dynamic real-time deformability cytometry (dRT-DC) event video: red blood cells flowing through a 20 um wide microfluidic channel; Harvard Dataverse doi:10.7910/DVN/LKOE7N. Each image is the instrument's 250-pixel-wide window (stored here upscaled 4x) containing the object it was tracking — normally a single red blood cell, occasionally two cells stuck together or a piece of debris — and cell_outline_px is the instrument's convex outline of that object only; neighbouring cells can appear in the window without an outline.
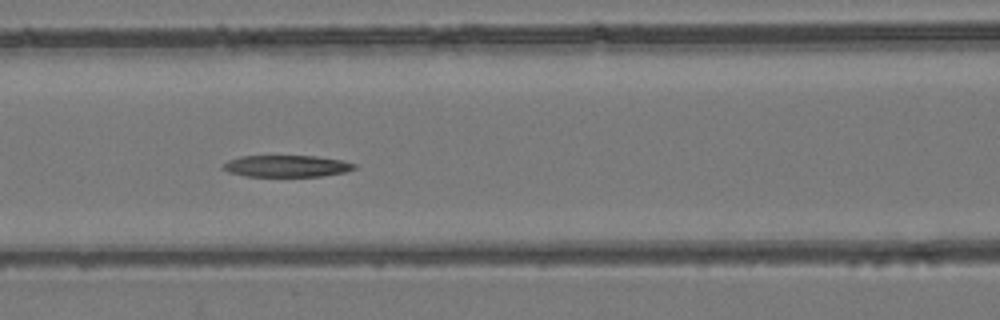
{"species": "common noctule bat (a hibernating species)", "species_latin": "Nyctalus noctula", "temperature_condition": "room temperature", "stored_images_in_passage": 41, "camera_frame_rate_fps": 3000, "um_per_image_px": 0.085, "animal": {"sex": "female", "body_mass_g": 24.6, "forearm_length_mm": 56.2}, "frame": {"image": 1, "passage_image": 10, "time_ms": 3.0, "image_size_px": [1000, 320], "cell_outline_px": [[356, 168], [344, 172], [320, 176], [244, 176], [228, 172], [220, 168], [228, 160], [240, 156], [316, 156], [340, 160], [356, 164]], "centroid_in_image_um": [24.31, 14.11], "position_along_channel_um": 142.3, "area_um2": 16.53}}
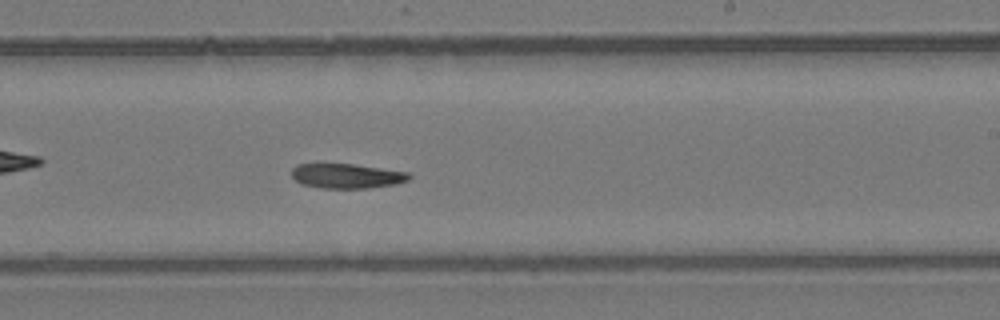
{"frame": {"image": 2, "passage_image": 19, "time_ms": 6.0, "image_size_px": [1000, 320], "cell_outline_px": [[412, 176], [408, 180], [396, 184], [368, 188], [320, 188], [300, 184], [292, 176], [292, 168], [296, 164], [352, 164], [408, 172]], "centroid_in_image_um": [29.46, 14.96], "position_along_channel_um": 259.5, "area_um2": 16.88}}
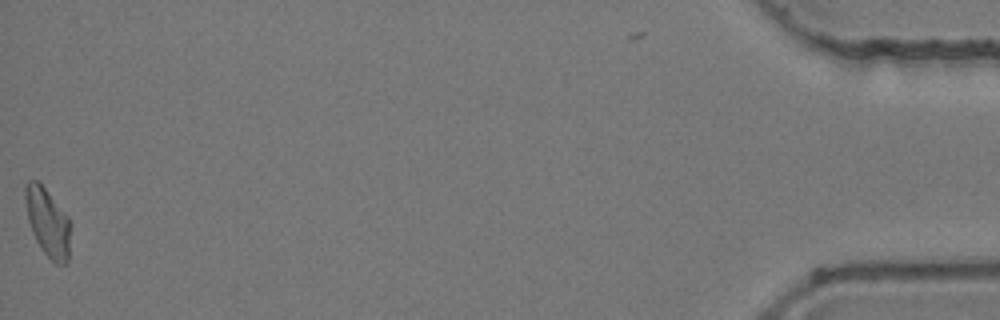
{"frame": {"image": 3, "passage_image": 40, "time_ms": 13.0, "image_size_px": [1000, 320], "cell_outline_px": [[72, 224], [68, 260], [64, 264], [56, 264], [44, 252], [36, 240], [32, 232], [28, 220], [24, 196], [24, 184], [28, 180], [36, 180], [44, 188], [68, 216]], "centroid_in_image_um": [4.07, 18.9], "position_along_channel_um": 431.1, "area_um2": 18.09}}